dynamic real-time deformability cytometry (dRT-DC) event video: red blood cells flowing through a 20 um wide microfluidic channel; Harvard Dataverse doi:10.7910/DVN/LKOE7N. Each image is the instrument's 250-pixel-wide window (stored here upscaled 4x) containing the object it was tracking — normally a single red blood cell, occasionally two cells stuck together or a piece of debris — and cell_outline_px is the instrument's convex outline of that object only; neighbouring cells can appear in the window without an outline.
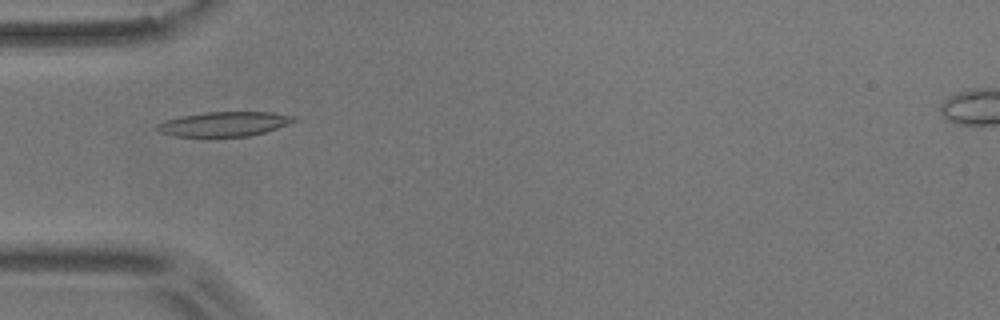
{"species": "common noctule bat (a hibernating species)", "species_latin": "Nyctalus noctula", "temperature_condition": "room temperature", "stored_images_in_passage": 17, "camera_frame_rate_fps": 3000, "um_per_image_px": 0.085, "animal": {"sex": "male", "body_mass_g": 17.9}, "frame": {"image": 1, "passage_image": 1, "time_ms": 0.0, "image_size_px": [1000, 320], "cell_outline_px": [[300, 120], [264, 132], [248, 136], [176, 136], [160, 132], [156, 128], [156, 124], [164, 120], [180, 116], [208, 112], [272, 112], [296, 116]], "centroid_in_image_um": [19.08, 10.53], "position_along_channel_um": 65.9, "area_um2": 19.54}}
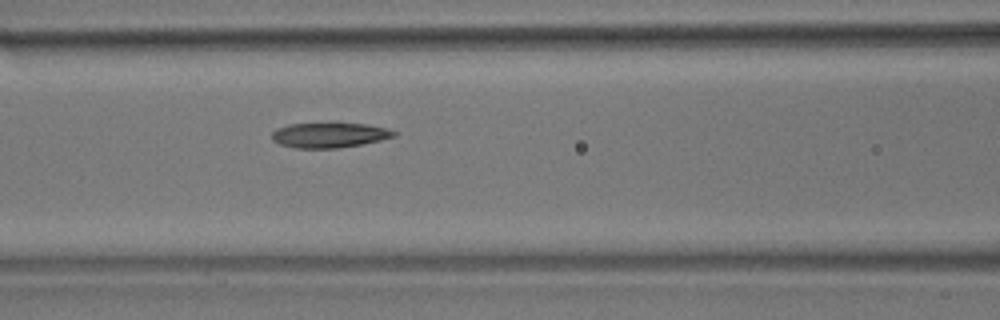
{"frame": {"image": 2, "passage_image": 7, "time_ms": 2.0, "image_size_px": [1000, 320], "cell_outline_px": [[396, 136], [380, 140], [360, 144], [336, 148], [296, 148], [280, 144], [272, 140], [272, 132], [276, 128], [288, 124], [332, 120], [336, 120], [368, 124], [388, 128], [396, 132]], "centroid_in_image_um": [27.99, 11.42], "position_along_channel_um": 138.6, "area_um2": 18.79}}
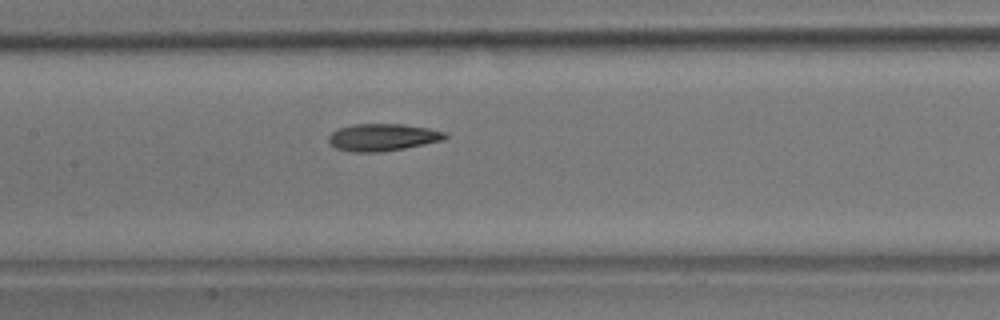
{"frame": {"image": 3, "passage_image": 10, "time_ms": 3.0, "image_size_px": [1000, 320], "cell_outline_px": [[448, 136], [444, 140], [404, 148], [380, 152], [348, 152], [336, 148], [328, 144], [328, 136], [332, 132], [340, 128], [352, 124], [404, 124], [428, 128], [444, 132]], "centroid_in_image_um": [32.48, 11.67], "position_along_channel_um": 174.9, "area_um2": 18.55}}